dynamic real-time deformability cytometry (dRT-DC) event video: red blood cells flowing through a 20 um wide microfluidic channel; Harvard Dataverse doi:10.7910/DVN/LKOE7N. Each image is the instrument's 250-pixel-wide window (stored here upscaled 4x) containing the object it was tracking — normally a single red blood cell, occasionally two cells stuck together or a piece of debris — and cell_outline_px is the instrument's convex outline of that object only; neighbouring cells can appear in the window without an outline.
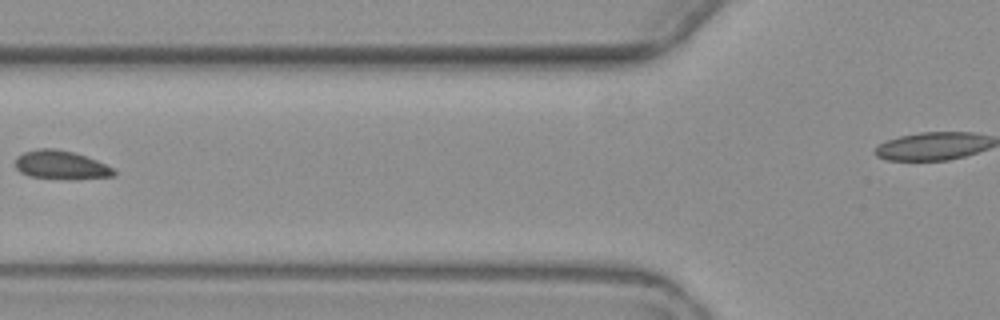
{"species": "common noctule bat (a hibernating species)", "species_latin": "Nyctalus noctula", "temperature_condition": "warm", "stored_images_in_passage": 8, "segment_of_instrument_passage": [1, 2], "camera_frame_rate_fps": 3000, "um_per_image_px": 0.085, "animal": {"sex": "female", "body_mass_g": 19.3, "forearm_length_mm": 54.1}, "frame": {"image": 1, "passage_image": 7, "time_ms": 7.667, "image_size_px": [1000, 320], "cell_outline_px": [[116, 176], [76, 180], [64, 180], [28, 176], [20, 172], [16, 168], [16, 156], [24, 152], [40, 148], [56, 148], [72, 152], [96, 160], [112, 168], [116, 172]], "centroid_in_image_um": [5.18, 14.05], "position_along_channel_um": 120.6, "area_um2": 16.7}}